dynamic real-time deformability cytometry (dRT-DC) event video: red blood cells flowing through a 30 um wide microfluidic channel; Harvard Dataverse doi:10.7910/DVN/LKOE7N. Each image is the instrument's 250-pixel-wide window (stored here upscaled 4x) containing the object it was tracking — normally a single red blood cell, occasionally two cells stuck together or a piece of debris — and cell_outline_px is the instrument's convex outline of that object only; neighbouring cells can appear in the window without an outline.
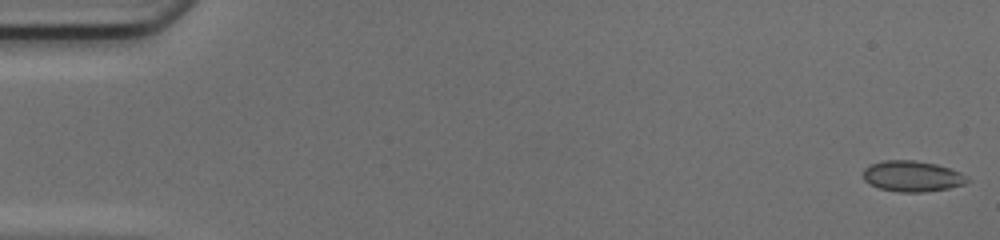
{"species": "common noctule bat (a hibernating species)", "species_latin": "Nyctalus noctula", "temperature_condition": "cold", "stored_images_in_passage": 49, "camera_frame_rate_fps": 3000, "um_per_image_px": 0.085, "animal": {"sex": "female", "body_mass_g": 17.0, "forearm_length_mm": 48.0}, "frame": {"image": 1, "passage_image": 1, "time_ms": 0.0, "image_size_px": [1000, 240], "cell_outline_px": [[972, 180], [964, 184], [948, 188], [924, 192], [900, 192], [880, 188], [868, 184], [864, 180], [864, 168], [868, 164], [884, 160], [912, 160], [936, 164], [960, 172]], "centroid_in_image_um": [77.52, 14.98], "position_along_channel_um": 7.5, "area_um2": 18.73}}
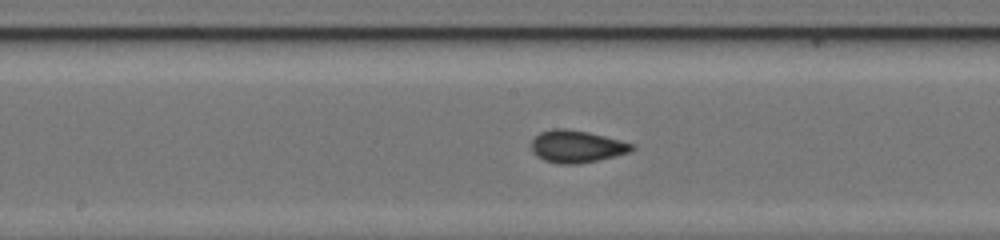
{"frame": {"image": 2, "passage_image": 26, "time_ms": 8.333, "image_size_px": [1000, 240], "cell_outline_px": [[636, 148], [632, 152], [600, 160], [580, 164], [560, 164], [544, 160], [536, 156], [532, 152], [532, 140], [540, 132], [552, 128], [568, 128], [588, 132], [636, 144]], "centroid_in_image_um": [49.05, 12.45], "position_along_channel_um": 199.1, "area_um2": 19.25}}
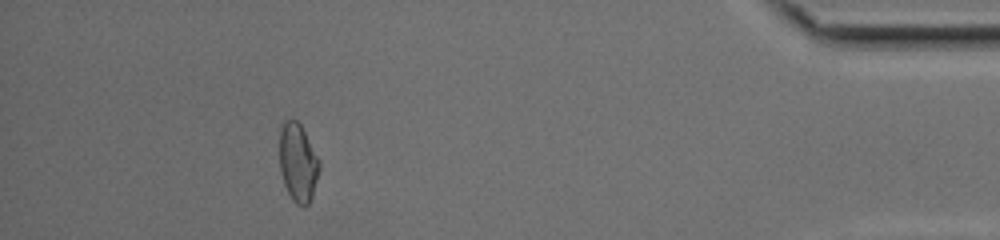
{"frame": {"image": 3, "passage_image": 45, "time_ms": 14.667, "image_size_px": [1000, 240], "cell_outline_px": [[320, 168], [312, 196], [308, 204], [304, 208], [296, 204], [292, 200], [284, 184], [280, 172], [280, 128], [284, 120], [296, 120], [300, 124], [320, 160]], "centroid_in_image_um": [25.33, 13.84], "position_along_channel_um": 409.9, "area_um2": 18.21}, "authors_computed_cell_mechanics": {"area_um2": 18.2648, "velocity_mm_per_s": 4.2199, "shape_relaxation_time_tau1_ms": 4.3721, "shape_relaxation_time_tau2_ms": 0.984, "deformation_change_tau1": 0.1105, "deformation_change_tau2": 0.0303}}